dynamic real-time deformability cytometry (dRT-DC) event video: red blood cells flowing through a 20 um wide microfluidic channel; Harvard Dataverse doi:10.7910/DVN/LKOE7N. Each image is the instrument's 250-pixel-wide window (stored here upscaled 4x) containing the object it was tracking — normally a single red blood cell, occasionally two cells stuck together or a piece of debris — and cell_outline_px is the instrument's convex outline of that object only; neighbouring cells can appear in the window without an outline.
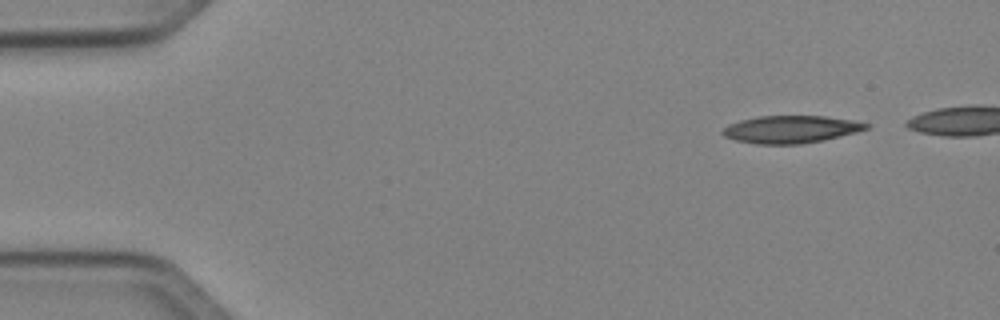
{"species": "Egyptian fruit bat (a non-hibernating species)", "species_latin": "Rousettus aegyptiacus", "temperature_condition": "cold", "stored_images_in_passage": 22, "camera_frame_rate_fps": 3000, "um_per_image_px": 0.085, "animal": {"sex": "female"}, "frame": {"image": 1, "passage_image": 1, "time_ms": 0.0, "image_size_px": [1000, 320], "cell_outline_px": [[872, 124], [868, 128], [856, 132], [824, 140], [800, 144], [756, 144], [736, 140], [724, 136], [720, 132], [728, 124], [740, 120], [756, 116], [828, 116], [852, 120]], "centroid_in_image_um": [67.21, 10.99], "position_along_channel_um": 17.8, "area_um2": 23.06}}
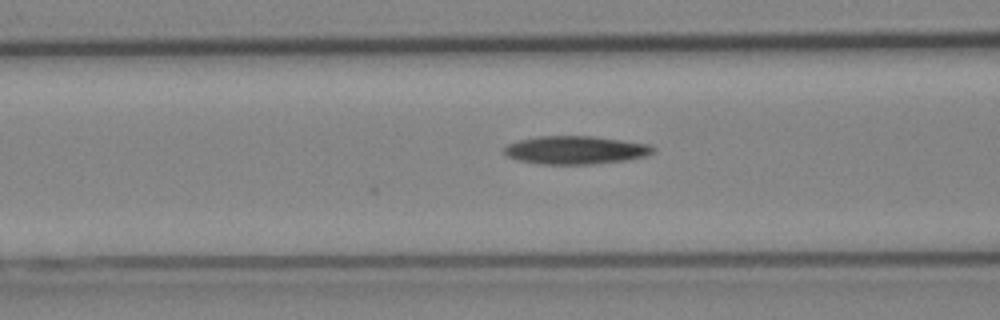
{"frame": {"image": 2, "passage_image": 16, "time_ms": 5.0, "image_size_px": [1000, 320], "cell_outline_px": [[656, 148], [652, 152], [644, 156], [628, 160], [592, 164], [540, 164], [520, 160], [508, 156], [504, 152], [504, 148], [508, 144], [520, 140], [540, 136], [592, 136], [648, 144]], "centroid_in_image_um": [48.93, 12.75], "position_along_channel_um": 117.7, "area_um2": 24.16}}
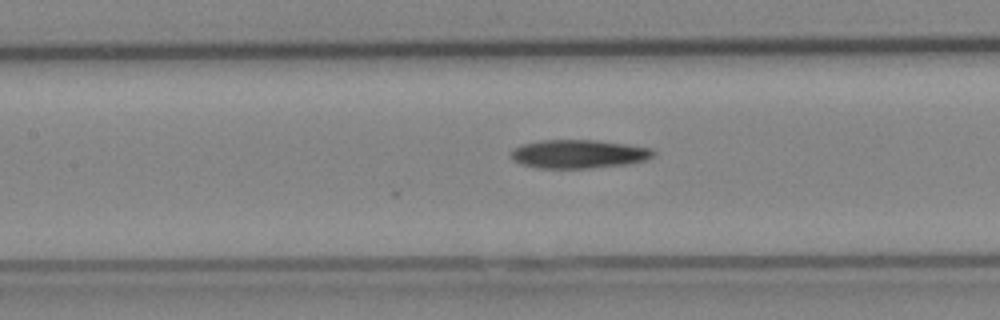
{"frame": {"image": 3, "passage_image": 19, "time_ms": 6.0, "image_size_px": [1000, 320], "cell_outline_px": [[656, 152], [648, 160], [628, 164], [588, 168], [540, 168], [524, 164], [512, 160], [508, 156], [512, 148], [520, 144], [540, 140], [596, 140], [628, 144], [652, 148]], "centroid_in_image_um": [49.17, 13.08], "position_along_channel_um": 158.2, "area_um2": 23.99}}